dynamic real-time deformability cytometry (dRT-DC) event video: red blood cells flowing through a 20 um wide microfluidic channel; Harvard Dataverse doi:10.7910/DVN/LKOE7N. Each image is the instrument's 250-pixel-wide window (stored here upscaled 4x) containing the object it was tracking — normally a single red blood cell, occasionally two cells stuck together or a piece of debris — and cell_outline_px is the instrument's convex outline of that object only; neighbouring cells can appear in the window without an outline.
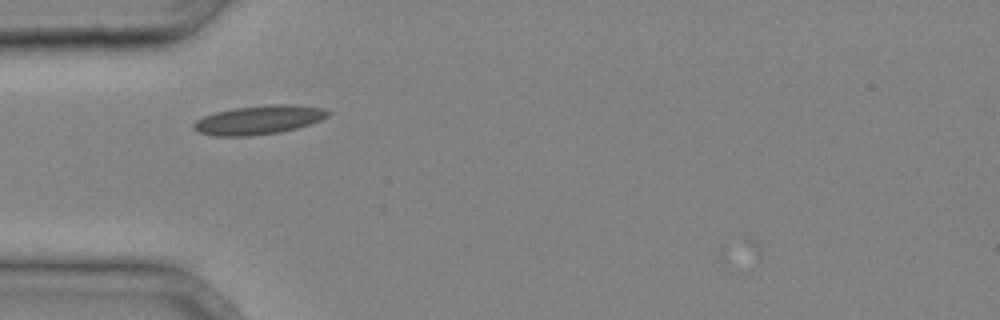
{"species": "common noctule bat (a hibernating species)", "species_latin": "Nyctalus noctula", "temperature_condition": "cold", "stored_images_in_passage": 1, "camera_frame_rate_fps": 3000, "um_per_image_px": 0.085, "animal": {"sex": "male", "body_mass_g": 20.4}, "frame": {"image": 1, "passage_image": 1, "time_ms": 0.0, "image_size_px": [1000, 320], "cell_outline_px": [[332, 112], [328, 116], [312, 124], [280, 132], [248, 136], [212, 136], [200, 132], [192, 128], [192, 124], [196, 120], [204, 116], [216, 112], [232, 108], [272, 104], [292, 104], [324, 108]], "centroid_in_image_um": [22.01, 10.19], "position_along_channel_um": 63.0, "area_um2": 22.77}}